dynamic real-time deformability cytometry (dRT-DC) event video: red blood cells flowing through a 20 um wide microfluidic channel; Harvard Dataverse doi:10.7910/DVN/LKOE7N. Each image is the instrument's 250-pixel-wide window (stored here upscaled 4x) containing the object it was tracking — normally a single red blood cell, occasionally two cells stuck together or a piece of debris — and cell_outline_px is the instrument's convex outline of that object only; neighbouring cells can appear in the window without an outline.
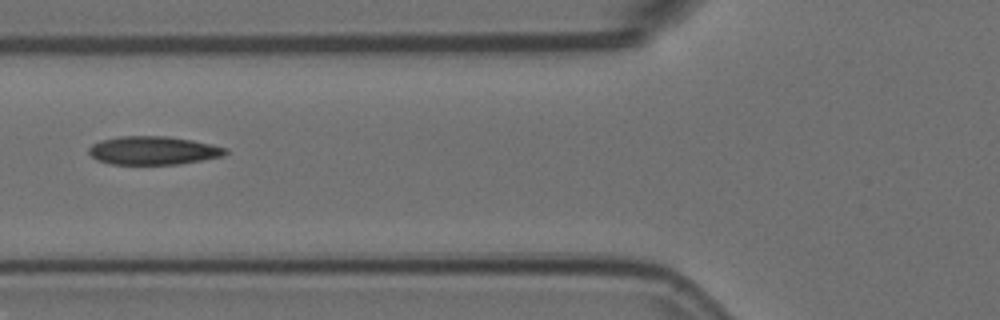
{"species": "Egyptian fruit bat (a non-hibernating species)", "species_latin": "Rousettus aegyptiacus", "temperature_condition": "room temperature", "stored_images_in_passage": 14, "camera_frame_rate_fps": 3000, "um_per_image_px": 0.085, "animal": {"sex": "female"}, "frame": {"image": 1, "passage_image": 5, "time_ms": 1.333, "image_size_px": [1000, 320], "cell_outline_px": [[228, 152], [224, 156], [180, 164], [112, 164], [96, 160], [88, 152], [88, 148], [92, 144], [100, 140], [120, 136], [168, 136], [192, 140], [228, 148]], "centroid_in_image_um": [13.02, 12.79], "position_along_channel_um": 112.8, "area_um2": 22.72}}
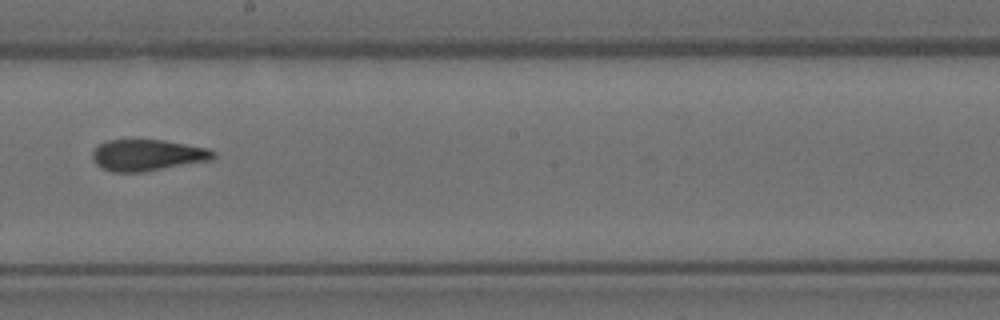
{"frame": {"image": 2, "passage_image": 8, "time_ms": 2.333, "image_size_px": [1000, 320], "cell_outline_px": [[216, 156], [212, 160], [144, 172], [112, 172], [96, 164], [92, 160], [92, 152], [100, 144], [108, 140], [164, 140], [208, 148], [216, 152]], "centroid_in_image_um": [12.56, 13.19], "position_along_channel_um": 235.6, "area_um2": 22.14}}
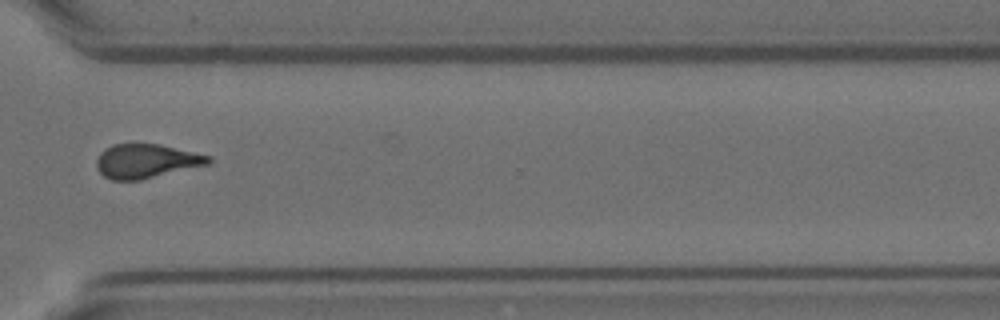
{"frame": {"image": 3, "passage_image": 11, "time_ms": 3.333, "image_size_px": [1000, 320], "cell_outline_px": [[212, 160], [208, 164], [140, 180], [112, 180], [104, 176], [96, 168], [96, 160], [100, 152], [104, 148], [112, 144], [160, 144], [212, 156]], "centroid_in_image_um": [12.41, 13.68], "position_along_channel_um": 358.2, "area_um2": 22.25}}